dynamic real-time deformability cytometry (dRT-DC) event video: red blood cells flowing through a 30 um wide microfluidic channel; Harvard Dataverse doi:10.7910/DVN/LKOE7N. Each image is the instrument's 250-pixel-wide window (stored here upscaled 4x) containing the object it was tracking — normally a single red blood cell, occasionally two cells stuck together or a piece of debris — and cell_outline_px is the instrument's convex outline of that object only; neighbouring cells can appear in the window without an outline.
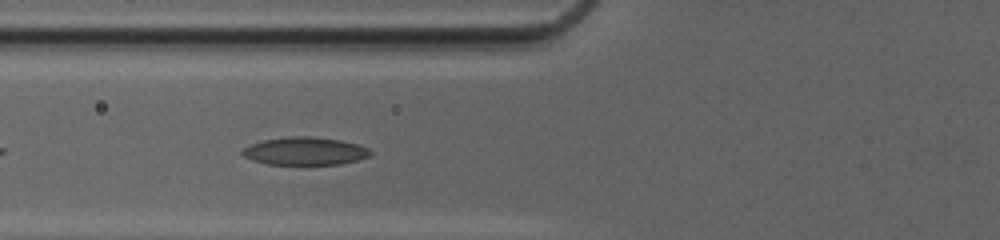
{"species": "common noctule bat (a hibernating species)", "species_latin": "Nyctalus noctula", "temperature_condition": "cold", "stored_images_in_passage": 34, "camera_frame_rate_fps": 3000, "um_per_image_px": 0.085, "animal": {"sex": "female", "body_mass_g": 20.0, "forearm_length_mm": 54.0}, "frame": {"image": 1, "passage_image": 5, "time_ms": 1.333, "image_size_px": [1000, 240], "cell_outline_px": [[372, 152], [368, 156], [356, 160], [340, 164], [268, 164], [252, 160], [244, 156], [240, 152], [244, 148], [252, 144], [264, 140], [292, 136], [312, 136], [340, 140], [356, 144], [368, 148]], "centroid_in_image_um": [25.91, 12.84], "position_along_channel_um": 99.9, "area_um2": 20.52}}
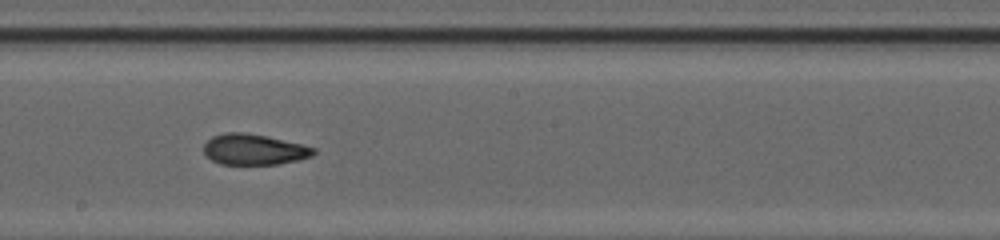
{"frame": {"image": 2, "passage_image": 14, "time_ms": 4.333, "image_size_px": [1000, 240], "cell_outline_px": [[316, 152], [312, 156], [280, 164], [220, 164], [212, 160], [204, 152], [204, 144], [212, 136], [224, 132], [244, 132], [268, 136], [316, 148]], "centroid_in_image_um": [21.58, 12.69], "position_along_channel_um": 226.6, "area_um2": 19.65}}
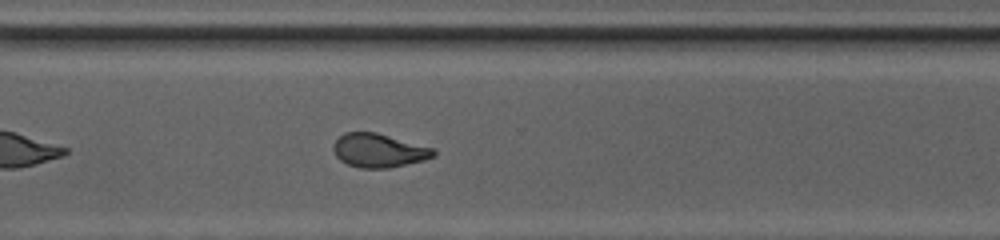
{"frame": {"image": 3, "passage_image": 22, "time_ms": 7.0, "image_size_px": [1000, 240], "cell_outline_px": [[436, 156], [424, 160], [388, 168], [360, 168], [348, 164], [340, 160], [336, 156], [332, 148], [332, 144], [344, 132], [376, 132], [436, 148]], "centroid_in_image_um": [32.22, 12.78], "position_along_channel_um": 338.4, "area_um2": 19.88}, "authors_computed_cell_mechanics": {"area_um2": 19.8543, "velocity_mm_per_s": 4.2027, "shape_relaxation_time_tau1_ms": null, "shape_relaxation_time_tau2_ms": 2.6654, "deformation_change_tau1": null, "deformation_change_tau2": 0.0875}}